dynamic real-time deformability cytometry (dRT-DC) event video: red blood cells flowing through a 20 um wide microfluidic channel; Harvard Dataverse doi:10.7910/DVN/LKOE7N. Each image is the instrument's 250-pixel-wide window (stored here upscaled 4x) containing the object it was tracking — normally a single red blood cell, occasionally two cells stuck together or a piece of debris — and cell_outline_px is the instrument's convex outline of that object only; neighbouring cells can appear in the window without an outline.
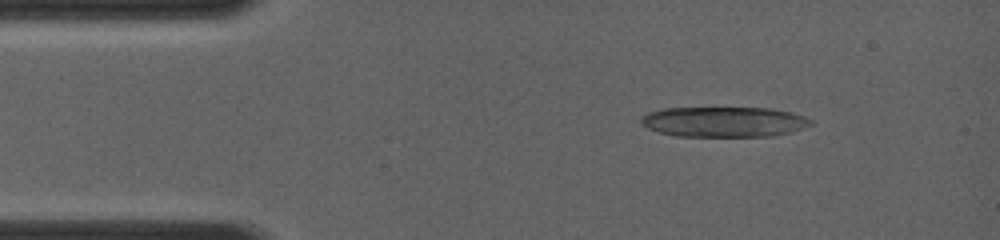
{"species": "common noctule bat (a hibernating species)", "species_latin": "Nyctalus noctula", "temperature_condition": "room temperature", "stored_images_in_passage": 6, "camera_frame_rate_fps": 4000, "um_per_image_px": 0.085, "animal": {"sex": "female", "body_mass_g": 19.0, "forearm_length_mm": 56.7}, "frame": {"image": 1, "passage_image": 5, "time_ms": 1.5, "image_size_px": [1000, 240], "cell_outline_px": [[812, 124], [804, 128], [772, 136], [676, 136], [660, 132], [648, 128], [640, 124], [640, 120], [648, 112], [664, 108], [772, 108], [792, 112], [804, 116], [812, 120]], "centroid_in_image_um": [61.55, 10.35], "position_along_channel_um": 23.5, "area_um2": 29.88}}